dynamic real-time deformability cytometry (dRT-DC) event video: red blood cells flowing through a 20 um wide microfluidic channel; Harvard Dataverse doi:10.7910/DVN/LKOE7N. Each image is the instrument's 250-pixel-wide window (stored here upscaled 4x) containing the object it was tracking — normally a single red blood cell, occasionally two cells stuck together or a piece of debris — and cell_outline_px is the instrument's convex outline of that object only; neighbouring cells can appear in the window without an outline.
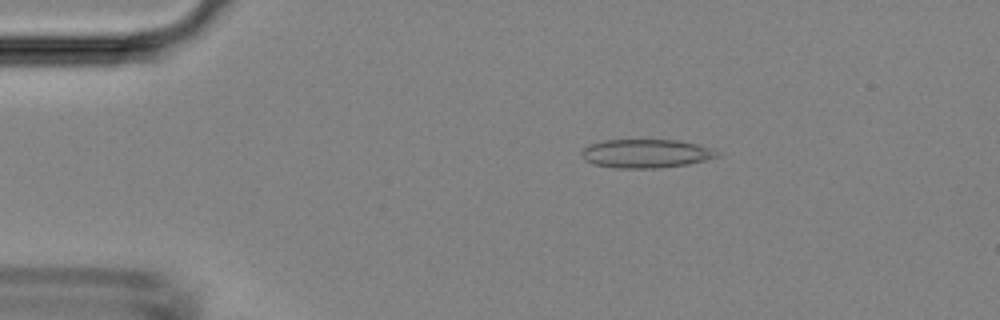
{"species": "Egyptian fruit bat (a non-hibernating species)", "species_latin": "Rousettus aegyptiacus", "temperature_condition": "room temperature", "stored_images_in_passage": 47, "camera_frame_rate_fps": 3000, "um_per_image_px": 0.085, "animal": {"sex": "female"}, "frame": {"image": 1, "passage_image": 8, "time_ms": 2.333, "image_size_px": [1000, 320], "cell_outline_px": [[720, 156], [708, 160], [688, 164], [660, 168], [616, 168], [592, 164], [584, 160], [580, 152], [588, 144], [604, 140], [680, 140], [712, 148], [720, 152]], "centroid_in_image_um": [54.92, 13.05], "position_along_channel_um": 30.1, "area_um2": 22.95}}
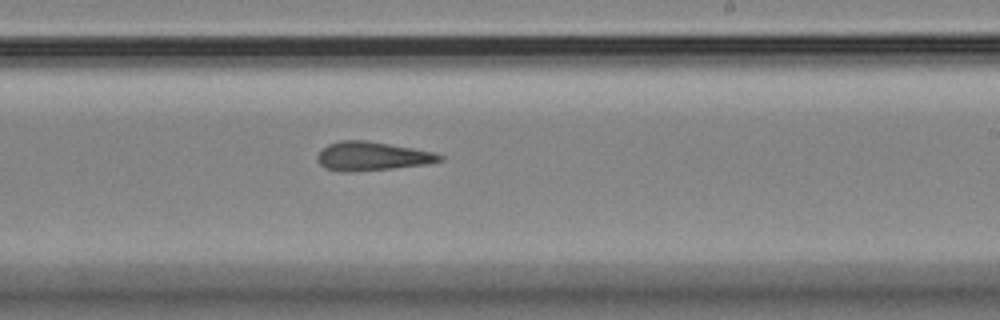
{"frame": {"image": 2, "passage_image": 28, "time_ms": 9.0, "image_size_px": [1000, 320], "cell_outline_px": [[444, 160], [428, 164], [392, 168], [352, 172], [340, 172], [324, 168], [316, 160], [316, 156], [328, 144], [340, 140], [364, 140], [412, 148], [432, 152], [444, 156]], "centroid_in_image_um": [31.6, 13.29], "position_along_channel_um": 257.4, "area_um2": 20.52}}
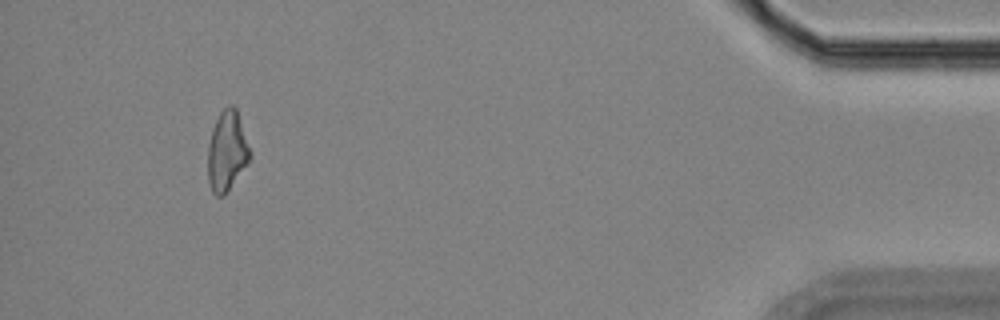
{"frame": {"image": 3, "passage_image": 44, "time_ms": 14.333, "image_size_px": [1000, 320], "cell_outline_px": [[252, 160], [224, 196], [216, 196], [212, 192], [208, 180], [208, 144], [212, 128], [220, 112], [228, 104], [232, 104], [236, 108], [252, 152]], "centroid_in_image_um": [19.32, 12.86], "position_along_channel_um": 415.9, "area_um2": 20.11}}